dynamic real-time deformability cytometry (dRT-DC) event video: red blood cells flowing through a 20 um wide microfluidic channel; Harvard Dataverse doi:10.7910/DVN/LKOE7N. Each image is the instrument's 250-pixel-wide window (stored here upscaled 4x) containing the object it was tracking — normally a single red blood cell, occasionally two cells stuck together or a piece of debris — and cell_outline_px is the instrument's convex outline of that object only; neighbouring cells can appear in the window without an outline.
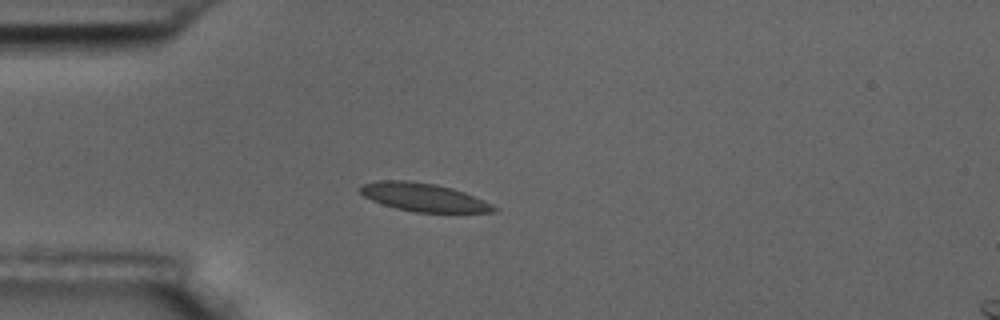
{"species": "common noctule bat (a hibernating species)", "species_latin": "Nyctalus noctula", "temperature_condition": "room temperature", "stored_images_in_passage": 4, "camera_frame_rate_fps": 3000, "um_per_image_px": 0.085, "animal": {"sex": "male", "body_mass_g": 17.5, "forearm_length_mm": 52.3}, "frame": {"image": 1, "passage_image": 4, "time_ms": 4.333, "image_size_px": [1000, 320], "cell_outline_px": [[500, 208], [496, 212], [416, 212], [396, 208], [372, 200], [364, 196], [356, 188], [360, 184], [380, 180], [408, 180], [436, 184], [452, 188], [464, 192], [492, 204]], "centroid_in_image_um": [35.98, 16.75], "position_along_channel_um": 49.0, "area_um2": 22.02}}